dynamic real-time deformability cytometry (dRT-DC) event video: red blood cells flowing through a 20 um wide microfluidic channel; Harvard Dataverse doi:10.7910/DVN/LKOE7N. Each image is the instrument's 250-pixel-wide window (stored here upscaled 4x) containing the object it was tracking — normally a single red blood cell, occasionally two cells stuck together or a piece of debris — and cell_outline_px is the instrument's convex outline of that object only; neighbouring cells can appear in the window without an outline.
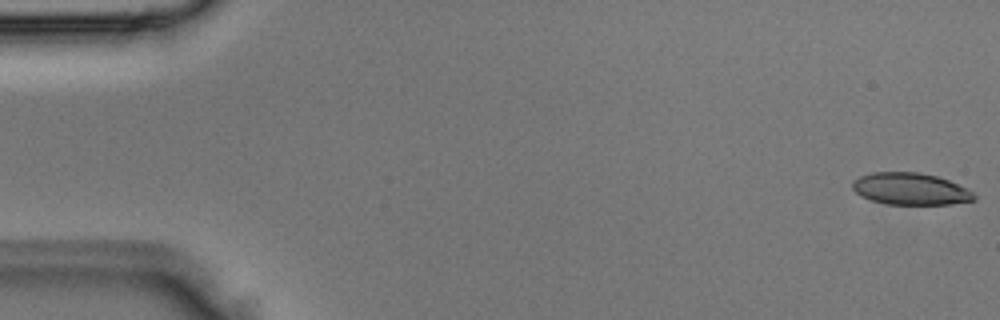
{"species": "Egyptian fruit bat (a non-hibernating species)", "species_latin": "Rousettus aegyptiacus", "temperature_condition": "room temperature", "stored_images_in_passage": 4, "camera_frame_rate_fps": 3000, "um_per_image_px": 0.085, "animal": {"sex": "male"}, "frame": {"image": 1, "passage_image": 1, "time_ms": 0.0, "image_size_px": [1000, 320], "cell_outline_px": [[976, 200], [952, 204], [884, 204], [860, 196], [852, 188], [852, 180], [860, 176], [872, 172], [920, 172], [936, 176], [948, 180], [972, 192], [976, 196]], "centroid_in_image_um": [77.35, 16.06], "position_along_channel_um": 7.6, "area_um2": 22.6}}
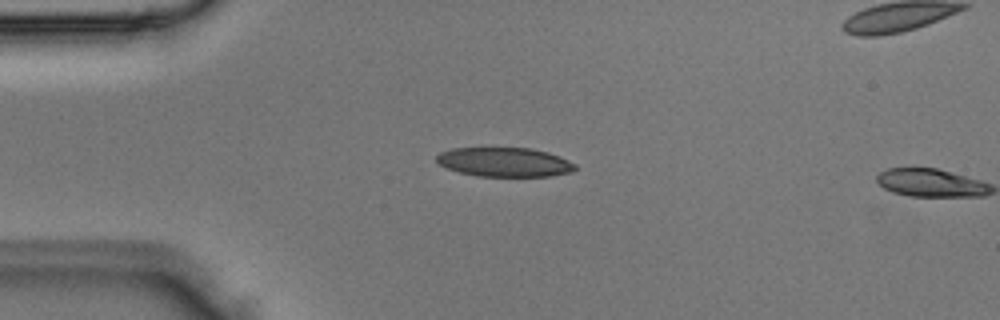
{"frame": {"image": 2, "passage_image": 3, "time_ms": 0.667, "image_size_px": [1000, 320], "cell_outline_px": [[576, 168], [572, 172], [552, 176], [476, 176], [460, 172], [448, 168], [440, 164], [436, 160], [436, 156], [440, 152], [452, 148], [528, 148], [548, 152], [560, 156], [576, 164]], "centroid_in_image_um": [42.91, 13.78], "position_along_channel_um": 42.1, "area_um2": 23.58}}